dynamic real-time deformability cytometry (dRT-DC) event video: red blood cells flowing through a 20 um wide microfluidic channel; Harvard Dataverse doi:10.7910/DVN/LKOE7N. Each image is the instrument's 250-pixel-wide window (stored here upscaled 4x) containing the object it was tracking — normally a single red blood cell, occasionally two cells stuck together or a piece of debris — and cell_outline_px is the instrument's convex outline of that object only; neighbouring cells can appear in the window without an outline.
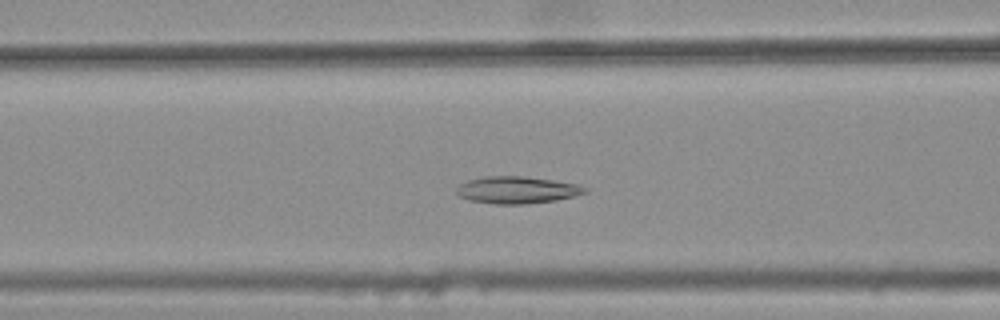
{"species": "common noctule bat (a hibernating species)", "species_latin": "Nyctalus noctula", "temperature_condition": "warm", "stored_images_in_passage": 41, "camera_frame_rate_fps": 3000, "um_per_image_px": 0.085, "animal": {"sex": "female", "body_mass_g": 25.1}, "frame": {"image": 1, "passage_image": 18, "time_ms": 5.667, "image_size_px": [1000, 320], "cell_outline_px": [[588, 192], [556, 200], [528, 204], [492, 204], [468, 200], [460, 196], [456, 192], [456, 188], [460, 184], [468, 180], [484, 176], [524, 176], [580, 184], [588, 188]], "centroid_in_image_um": [43.94, 16.15], "position_along_channel_um": 122.7, "area_um2": 20.4}}
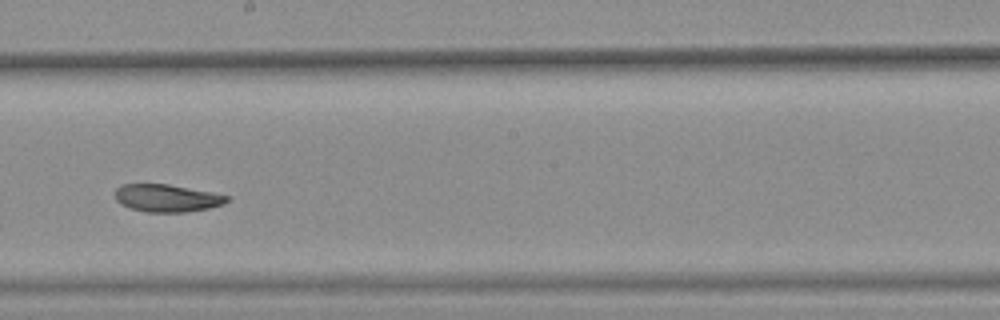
{"frame": {"image": 2, "passage_image": 27, "time_ms": 8.667, "image_size_px": [1000, 320], "cell_outline_px": [[232, 200], [224, 204], [208, 208], [188, 212], [144, 212], [120, 204], [116, 200], [116, 188], [120, 184], [168, 184], [212, 192], [232, 196]], "centroid_in_image_um": [14.24, 16.84], "position_along_channel_um": 234.0, "area_um2": 18.15}}
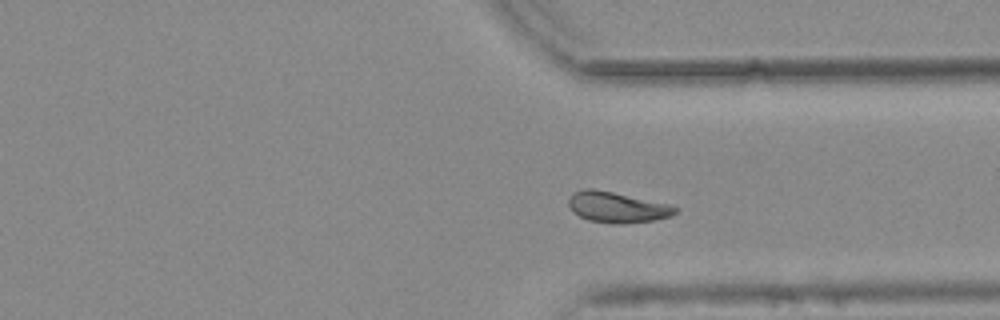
{"frame": {"image": 3, "passage_image": 37, "time_ms": 12.0, "image_size_px": [1000, 320], "cell_outline_px": [[680, 208], [672, 216], [652, 220], [624, 224], [616, 224], [588, 220], [572, 212], [568, 204], [568, 200], [572, 192], [584, 188], [592, 188], [612, 192], [668, 204]], "centroid_in_image_um": [52.42, 17.61], "position_along_channel_um": 359.0, "area_um2": 19.07}, "authors_computed_cell_mechanics": {"area_um2": 19.3052, "velocity_mm_per_s": 3.7203, "shape_relaxation_time_tau1_ms": null, "shape_relaxation_time_tau2_ms": 4.9526, "deformation_change_tau1": null, "deformation_change_tau2": 0.0958}}